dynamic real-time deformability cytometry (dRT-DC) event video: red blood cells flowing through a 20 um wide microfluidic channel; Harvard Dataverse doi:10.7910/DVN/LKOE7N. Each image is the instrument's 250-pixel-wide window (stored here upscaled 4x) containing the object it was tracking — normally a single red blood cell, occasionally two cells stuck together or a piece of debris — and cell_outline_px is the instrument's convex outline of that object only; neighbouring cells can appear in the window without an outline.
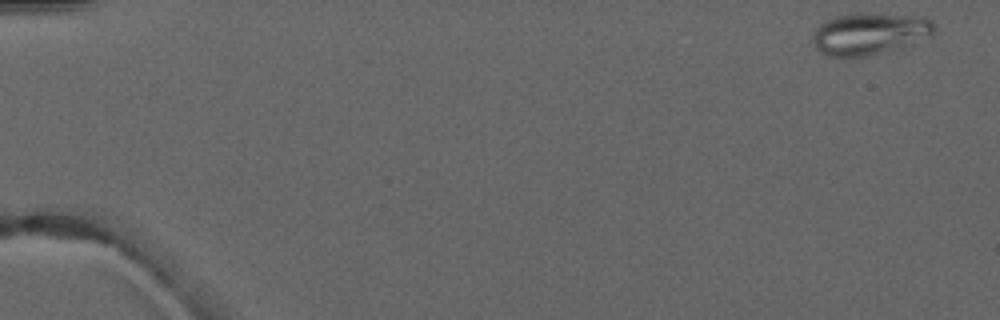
{"species": "common noctule bat (a hibernating species)", "species_latin": "Nyctalus noctula", "temperature_condition": "warm", "stored_images_in_passage": 6, "camera_frame_rate_fps": 3000, "um_per_image_px": 0.085, "animal": {"sex": "male", "forearm_length_mm": 52.5}, "frame": {"image": 1, "passage_image": 1, "time_ms": 0.0, "image_size_px": [1000, 320], "cell_outline_px": [[936, 32], [932, 36], [900, 48], [868, 56], [828, 56], [820, 52], [812, 44], [812, 40], [816, 28], [820, 24], [836, 16], [856, 12], [928, 16], [936, 24]], "centroid_in_image_um": [73.99, 2.84], "position_along_channel_um": 11.0, "area_um2": 30.29}}